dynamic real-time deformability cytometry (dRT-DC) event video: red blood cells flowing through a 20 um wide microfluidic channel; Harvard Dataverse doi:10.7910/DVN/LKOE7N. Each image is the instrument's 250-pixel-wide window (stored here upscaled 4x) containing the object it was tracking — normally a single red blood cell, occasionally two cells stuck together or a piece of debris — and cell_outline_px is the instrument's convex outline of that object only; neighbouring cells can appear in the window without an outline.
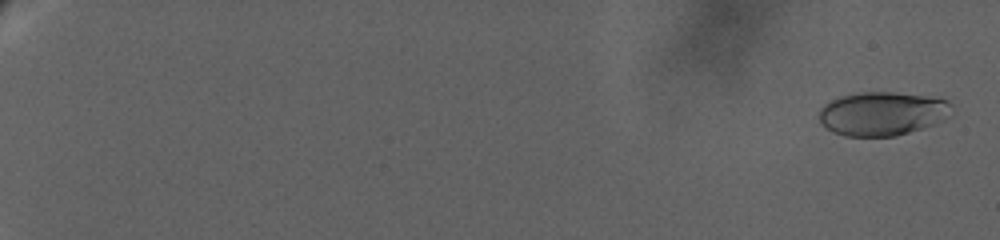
{"species": "human", "species_latin": "Homo sapiens", "temperature_condition": "warm", "stored_images_in_passage": 79, "camera_frame_rate_fps": 3000, "um_per_image_px": 0.085, "donor": {"sex": "female"}, "frame": {"image": 1, "passage_image": 3, "time_ms": 0.667, "image_size_px": [1000, 240], "cell_outline_px": [[952, 116], [944, 120], [896, 136], [844, 136], [832, 132], [820, 124], [820, 108], [824, 104], [840, 96], [860, 92], [892, 92], [924, 96], [948, 100], [952, 104]], "centroid_in_image_um": [74.99, 9.66], "position_along_channel_um": 10.0, "area_um2": 33.87}}
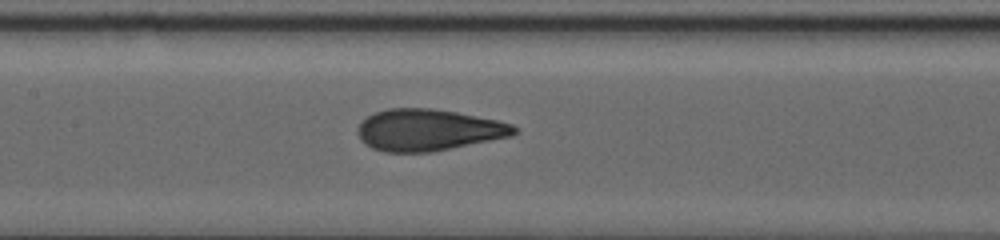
{"frame": {"image": 2, "passage_image": 48, "time_ms": 15.667, "image_size_px": [1000, 240], "cell_outline_px": [[516, 132], [512, 136], [432, 152], [384, 152], [372, 148], [360, 140], [360, 124], [368, 116], [376, 112], [388, 108], [432, 108], [456, 112], [500, 120], [512, 124], [516, 128]], "centroid_in_image_um": [36.44, 11.05], "position_along_channel_um": 171.0, "area_um2": 37.74}}
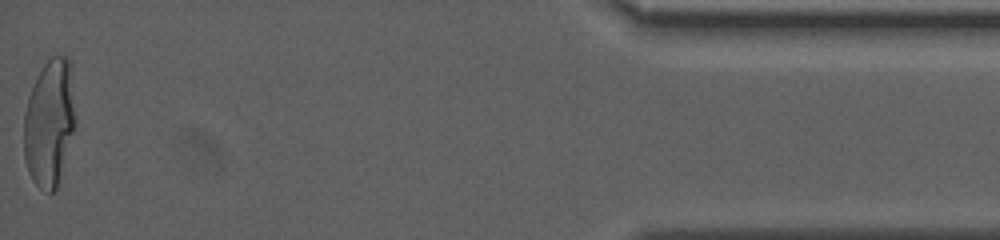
{"frame": {"image": 3, "passage_image": 79, "time_ms": 27.667, "image_size_px": [1000, 240], "cell_outline_px": [[76, 120], [56, 188], [52, 192], [48, 192], [40, 188], [32, 180], [28, 172], [24, 160], [24, 112], [28, 96], [36, 76], [44, 64], [52, 56], [68, 56]], "centroid_in_image_um": [4.16, 10.43], "position_along_channel_um": 431.0, "area_um2": 37.74}, "authors_computed_cell_mechanics": {"area_um2": 36.1828, "velocity_mm_per_s": 2.7184, "shape_relaxation_time_tau1_ms": 9.8311, "shape_relaxation_time_tau2_ms": null, "deformation_change_tau1": 0.2662, "deformation_change_tau2": null}}